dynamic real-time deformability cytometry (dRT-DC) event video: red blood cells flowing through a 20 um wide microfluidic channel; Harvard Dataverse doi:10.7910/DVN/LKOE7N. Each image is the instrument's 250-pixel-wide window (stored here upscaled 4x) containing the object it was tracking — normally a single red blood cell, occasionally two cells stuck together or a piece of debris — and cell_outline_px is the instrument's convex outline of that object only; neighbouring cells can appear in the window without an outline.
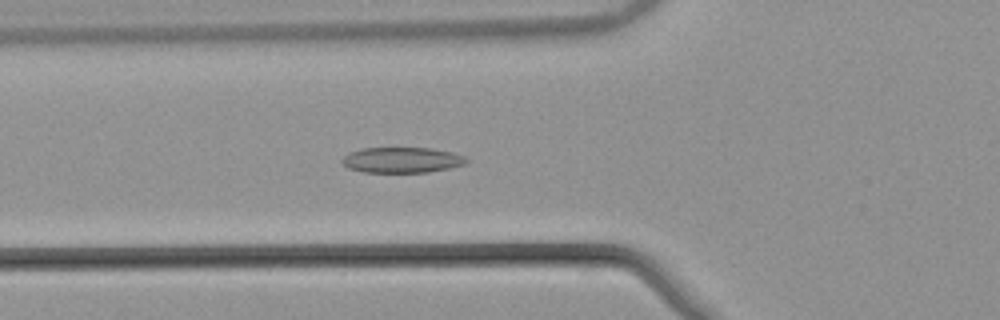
{"species": "common noctule bat (a hibernating species)", "species_latin": "Nyctalus noctula", "temperature_condition": "warm", "stored_images_in_passage": 56, "segment_of_instrument_passage": [1, 2], "camera_frame_rate_fps": 3000, "um_per_image_px": 0.085, "animal": {"sex": "male", "body_mass_g": 21.5, "forearm_length_mm": 52.0}, "frame": {"image": 1, "passage_image": 21, "time_ms": 6.667, "image_size_px": [1000, 320], "cell_outline_px": [[468, 160], [464, 164], [448, 168], [428, 172], [364, 172], [348, 168], [340, 160], [344, 156], [352, 152], [364, 148], [432, 148], [452, 152], [464, 156]], "centroid_in_image_um": [34.16, 13.6], "position_along_channel_um": 91.6, "area_um2": 18.32}}
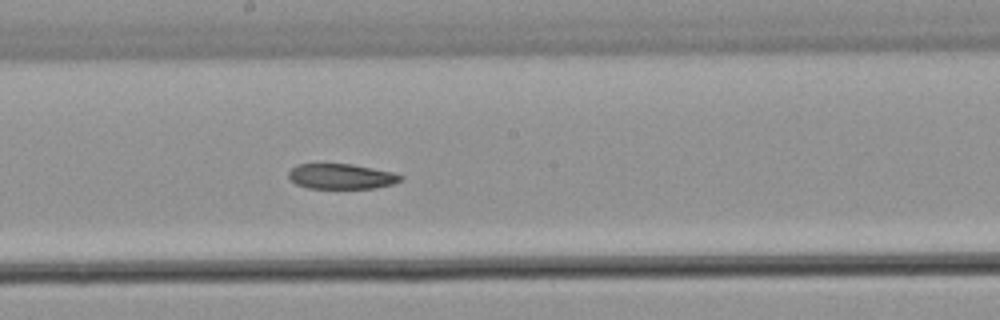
{"frame": {"image": 2, "passage_image": 31, "time_ms": 10.0, "image_size_px": [1000, 320], "cell_outline_px": [[404, 180], [392, 184], [376, 188], [308, 188], [296, 184], [288, 176], [288, 172], [296, 164], [352, 164], [392, 172], [404, 176]], "centroid_in_image_um": [29.03, 14.99], "position_along_channel_um": 219.2, "area_um2": 16.47}}
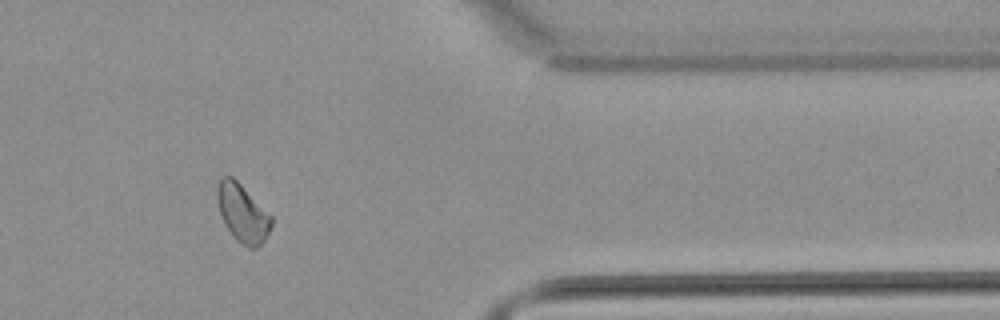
{"frame": {"image": 3, "passage_image": 46, "time_ms": 15.0, "image_size_px": [1000, 320], "cell_outline_px": [[272, 224], [264, 240], [256, 248], [248, 248], [236, 240], [232, 236], [220, 212], [216, 196], [216, 188], [220, 180], [224, 176], [232, 176], [272, 216]], "centroid_in_image_um": [20.61, 18.12], "position_along_channel_um": 390.8, "area_um2": 17.92}}